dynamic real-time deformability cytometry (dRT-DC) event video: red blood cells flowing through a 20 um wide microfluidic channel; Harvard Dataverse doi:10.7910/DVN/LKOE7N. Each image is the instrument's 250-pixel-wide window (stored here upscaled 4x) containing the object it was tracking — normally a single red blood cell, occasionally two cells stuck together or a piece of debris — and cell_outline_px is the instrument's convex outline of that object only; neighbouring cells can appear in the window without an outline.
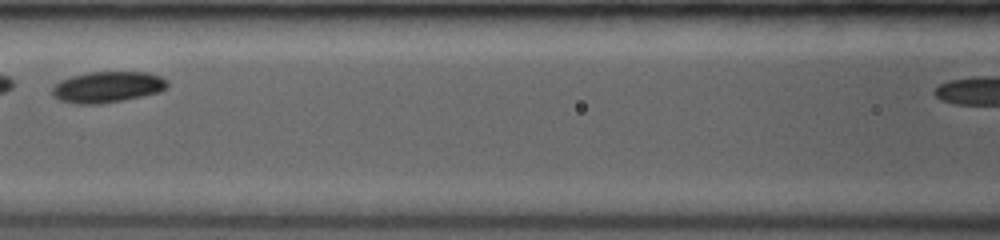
{"species": "common noctule bat (a hibernating species)", "species_latin": "Nyctalus noctula", "temperature_condition": "room temperature", "stored_images_in_passage": 21, "camera_frame_rate_fps": 3500, "um_per_image_px": 0.085, "animal": {"sex": "female", "body_mass_g": 19.0, "forearm_length_mm": 53.3}, "frame": {"image": 1, "passage_image": 7, "time_ms": 2.0, "image_size_px": [1000, 240], "cell_outline_px": [[168, 88], [160, 92], [124, 100], [100, 104], [76, 104], [60, 100], [52, 96], [52, 88], [60, 80], [72, 76], [88, 72], [148, 72], [160, 76], [168, 80]], "centroid_in_image_um": [9.16, 7.4], "position_along_channel_um": 157.4, "area_um2": 21.04}}